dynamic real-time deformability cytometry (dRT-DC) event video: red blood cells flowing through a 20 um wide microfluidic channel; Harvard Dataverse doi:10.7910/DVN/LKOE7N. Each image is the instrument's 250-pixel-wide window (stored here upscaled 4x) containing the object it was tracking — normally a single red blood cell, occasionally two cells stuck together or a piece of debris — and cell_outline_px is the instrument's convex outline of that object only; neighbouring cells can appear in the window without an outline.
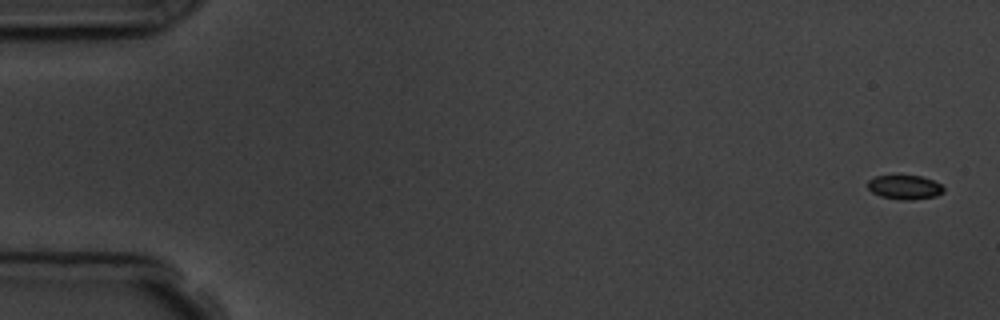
{"species": "common noctule bat (a hibernating species)", "species_latin": "Nyctalus noctula", "temperature_condition": "room temperature", "stored_images_in_passage": 11, "camera_frame_rate_fps": 3000, "um_per_image_px": 0.085, "animal": {"sex": "male", "body_mass_g": 19.5, "forearm_length_mm": 54.6}, "frame": {"image": 1, "passage_image": 1, "time_ms": 0.0, "image_size_px": [1000, 320], "cell_outline_px": [[944, 192], [936, 196], [912, 200], [900, 200], [880, 196], [872, 192], [868, 188], [868, 180], [872, 176], [920, 176], [932, 180], [940, 184], [944, 188]], "centroid_in_image_um": [76.89, 15.92], "position_along_channel_um": 8.1, "area_um2": 10.69}}
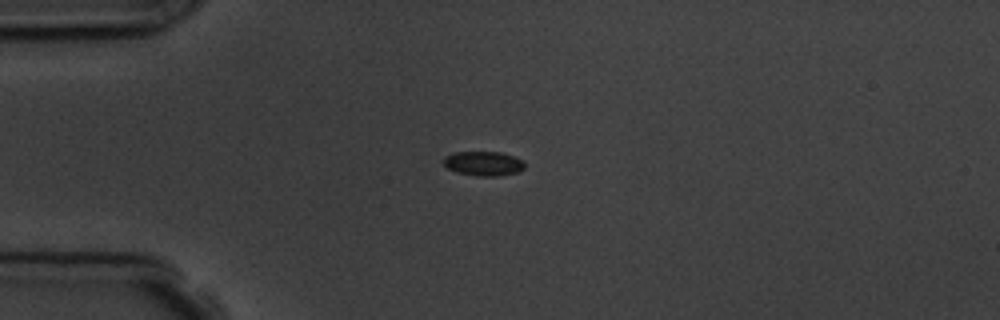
{"frame": {"image": 2, "passage_image": 4, "time_ms": 4.333, "image_size_px": [1000, 320], "cell_outline_px": [[524, 168], [516, 172], [496, 176], [476, 176], [456, 172], [448, 168], [444, 164], [444, 156], [452, 152], [500, 152], [512, 156], [520, 160], [524, 164]], "centroid_in_image_um": [41.04, 13.89], "position_along_channel_um": 44.0, "area_um2": 11.39}}
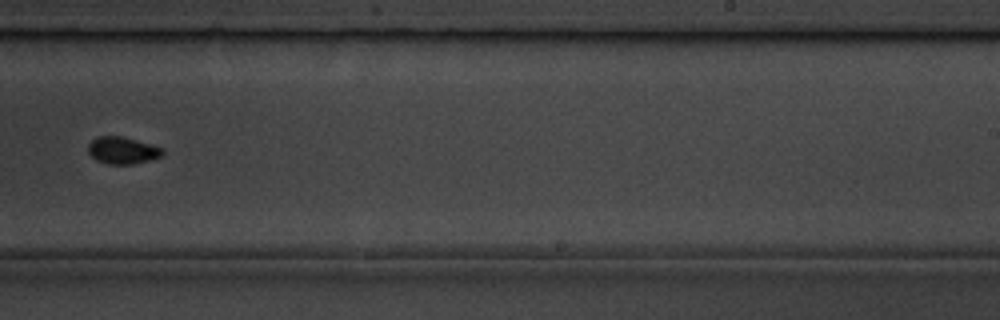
{"frame": {"image": 3, "passage_image": 10, "time_ms": 11.333, "image_size_px": [1000, 320], "cell_outline_px": [[164, 152], [160, 156], [148, 160], [132, 164], [108, 164], [96, 160], [88, 152], [88, 144], [96, 136], [120, 136], [136, 140], [164, 148]], "centroid_in_image_um": [10.39, 12.77], "position_along_channel_um": 278.6, "area_um2": 11.62}}